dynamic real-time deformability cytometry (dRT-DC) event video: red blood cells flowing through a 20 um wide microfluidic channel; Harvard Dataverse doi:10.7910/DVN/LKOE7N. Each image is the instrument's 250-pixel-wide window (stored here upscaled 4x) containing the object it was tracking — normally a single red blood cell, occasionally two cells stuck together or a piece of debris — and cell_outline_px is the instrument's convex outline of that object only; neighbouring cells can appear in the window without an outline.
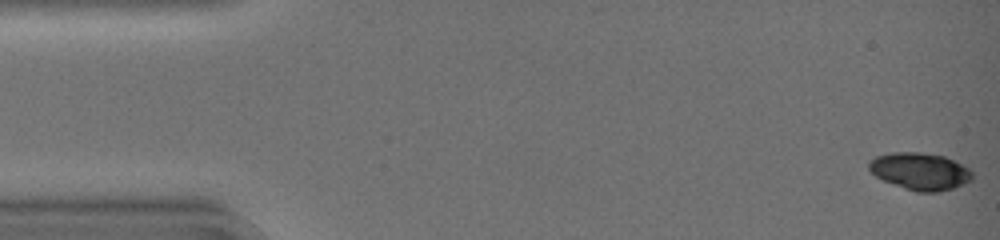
{"species": "common noctule bat (a hibernating species)", "species_latin": "Nyctalus noctula", "temperature_condition": "warm", "stored_images_in_passage": 32, "camera_frame_rate_fps": 3000, "um_per_image_px": 0.085, "animal": {"sex": "female", "body_mass_g": 19.0, "forearm_length_mm": 51.5}, "frame": {"image": 1, "passage_image": 1, "time_ms": 0.0, "image_size_px": [1000, 240], "cell_outline_px": [[972, 180], [952, 188], [936, 192], [916, 192], [904, 188], [884, 180], [876, 176], [868, 168], [868, 160], [876, 156], [892, 152], [920, 152], [944, 156], [968, 168], [972, 172]], "centroid_in_image_um": [78.17, 14.55], "position_along_channel_um": 6.8, "area_um2": 22.2}}
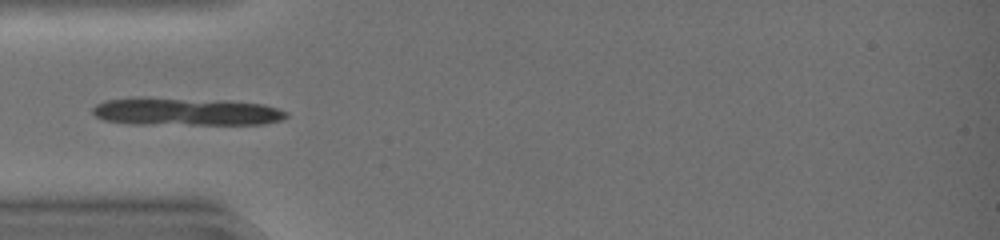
{"frame": {"image": 2, "passage_image": 15, "time_ms": 4.667, "image_size_px": [1000, 240], "cell_outline_px": [[288, 116], [284, 120], [264, 124], [132, 124], [104, 120], [96, 116], [92, 112], [92, 108], [96, 104], [104, 100], [136, 96], [148, 96], [228, 100], [264, 104], [288, 112]], "centroid_in_image_um": [15.77, 9.46], "position_along_channel_um": 69.2, "area_um2": 32.25}}
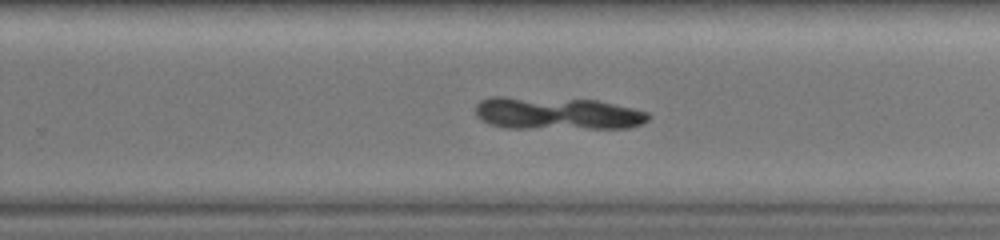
{"frame": {"image": 3, "passage_image": 30, "time_ms": 9.667, "image_size_px": [1000, 240], "cell_outline_px": [[652, 116], [648, 120], [640, 124], [628, 128], [504, 128], [488, 124], [480, 120], [476, 116], [476, 104], [480, 100], [488, 96], [504, 96], [596, 100], [632, 108], [648, 112]], "centroid_in_image_um": [47.29, 9.63], "position_along_channel_um": 282.5, "area_um2": 33.18}}